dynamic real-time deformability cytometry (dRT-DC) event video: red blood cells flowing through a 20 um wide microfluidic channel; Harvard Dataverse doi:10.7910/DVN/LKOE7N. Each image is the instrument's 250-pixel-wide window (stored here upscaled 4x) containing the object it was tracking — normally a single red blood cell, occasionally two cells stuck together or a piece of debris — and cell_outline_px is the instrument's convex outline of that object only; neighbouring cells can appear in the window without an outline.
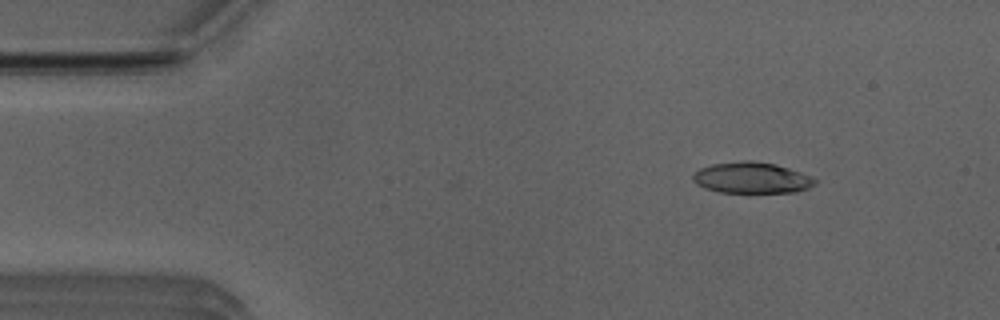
{"species": "Egyptian fruit bat (a non-hibernating species)", "species_latin": "Rousettus aegyptiacus", "temperature_condition": "room temperature", "stored_images_in_passage": 48, "camera_frame_rate_fps": 3000, "um_per_image_px": 0.085, "animal": {"sex": "male"}, "frame": {"image": 1, "passage_image": 4, "time_ms": 1.0, "image_size_px": [1000, 320], "cell_outline_px": [[816, 184], [808, 188], [796, 192], [720, 192], [704, 188], [696, 184], [692, 180], [692, 176], [700, 168], [712, 164], [748, 160], [776, 164], [800, 172], [816, 180]], "centroid_in_image_um": [63.87, 15.11], "position_along_channel_um": 21.1, "area_um2": 21.91}}
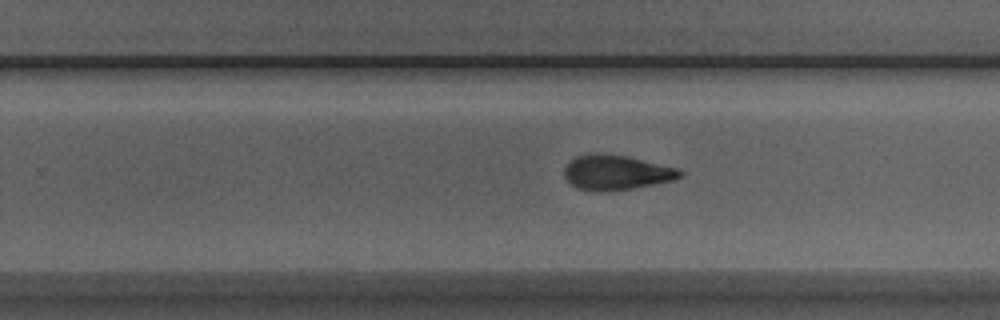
{"frame": {"image": 2, "passage_image": 29, "time_ms": 9.333, "image_size_px": [1000, 320], "cell_outline_px": [[684, 172], [680, 176], [672, 180], [632, 188], [604, 192], [592, 192], [576, 188], [564, 176], [564, 168], [568, 160], [576, 156], [624, 156], [680, 168]], "centroid_in_image_um": [52.37, 14.7], "position_along_channel_um": 277.4, "area_um2": 22.89}}
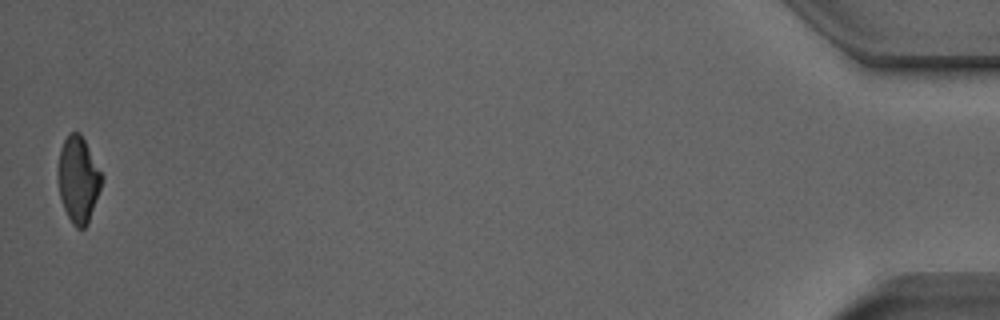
{"frame": {"image": 3, "passage_image": 48, "time_ms": 15.667, "image_size_px": [1000, 320], "cell_outline_px": [[104, 176], [88, 224], [84, 228], [76, 228], [72, 224], [64, 208], [60, 196], [60, 148], [64, 140], [72, 132], [80, 132]], "centroid_in_image_um": [6.69, 15.27], "position_along_channel_um": 428.5, "area_um2": 21.33}, "authors_computed_cell_mechanics": {"area_um2": 22.8599, "velocity_mm_per_s": 3.9901, "shape_relaxation_time_tau1_ms": 4.5562, "shape_relaxation_time_tau2_ms": 2.1493, "deformation_change_tau1": 0.1573, "deformation_change_tau2": 0.1027}}